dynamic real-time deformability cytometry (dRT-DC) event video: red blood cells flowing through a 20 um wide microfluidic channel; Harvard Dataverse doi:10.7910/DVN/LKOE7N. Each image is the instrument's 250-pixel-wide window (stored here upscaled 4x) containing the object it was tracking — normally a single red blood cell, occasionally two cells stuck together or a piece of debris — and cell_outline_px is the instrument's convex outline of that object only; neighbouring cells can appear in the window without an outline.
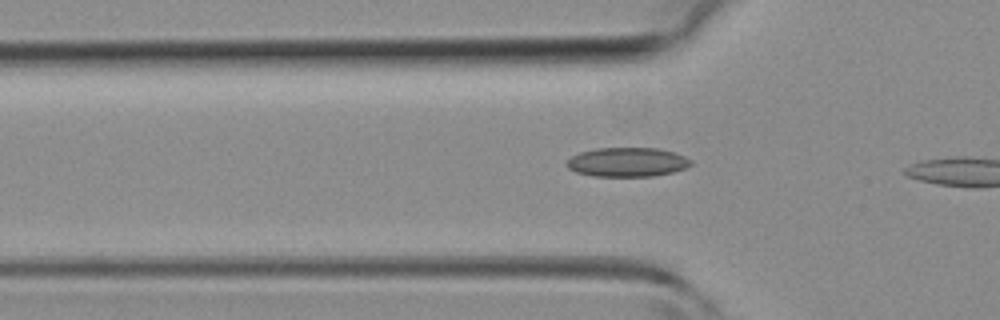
{"species": "common noctule bat (a hibernating species)", "species_latin": "Nyctalus noctula", "temperature_condition": "room temperature", "stored_images_in_passage": 7, "camera_frame_rate_fps": 3000, "um_per_image_px": 0.085, "animal": {"sex": "female", "body_mass_g": 19.3, "forearm_length_mm": 54.1}, "frame": {"image": 1, "passage_image": 5, "time_ms": 1.333, "image_size_px": [1000, 320], "cell_outline_px": [[692, 164], [684, 168], [672, 172], [652, 176], [592, 176], [576, 172], [568, 168], [564, 164], [572, 156], [580, 152], [596, 148], [660, 148], [684, 156], [692, 160]], "centroid_in_image_um": [53.29, 13.78], "position_along_channel_um": 72.5, "area_um2": 21.1}}